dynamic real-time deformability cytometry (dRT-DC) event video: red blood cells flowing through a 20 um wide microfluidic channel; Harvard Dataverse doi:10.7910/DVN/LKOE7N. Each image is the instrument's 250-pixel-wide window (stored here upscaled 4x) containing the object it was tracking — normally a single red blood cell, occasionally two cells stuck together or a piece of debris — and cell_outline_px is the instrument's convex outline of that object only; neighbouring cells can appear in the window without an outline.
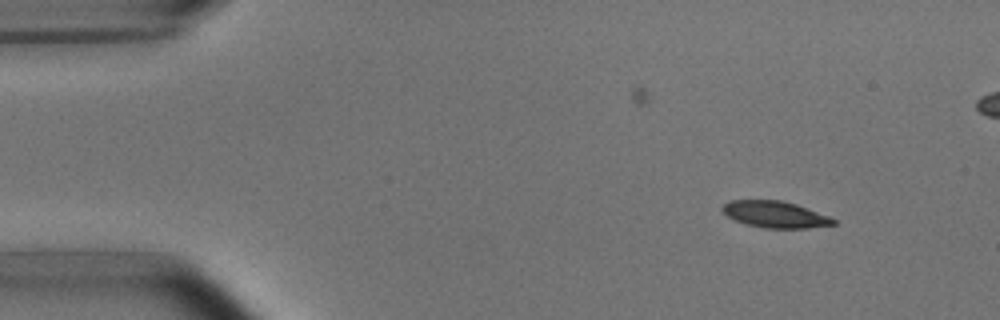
{"species": "common noctule bat (a hibernating species)", "species_latin": "Nyctalus noctula", "temperature_condition": "room temperature", "stored_images_in_passage": 4, "camera_frame_rate_fps": 3000, "um_per_image_px": 0.085, "animal": {"sex": "male", "body_mass_g": 15.6}, "frame": {"image": 1, "passage_image": 1, "time_ms": 0.0, "image_size_px": [1000, 320], "cell_outline_px": [[836, 224], [808, 228], [764, 228], [748, 224], [736, 220], [728, 216], [720, 208], [728, 200], [780, 200], [796, 204], [828, 216], [836, 220]], "centroid_in_image_um": [65.88, 18.22], "position_along_channel_um": 19.1, "area_um2": 16.99}}